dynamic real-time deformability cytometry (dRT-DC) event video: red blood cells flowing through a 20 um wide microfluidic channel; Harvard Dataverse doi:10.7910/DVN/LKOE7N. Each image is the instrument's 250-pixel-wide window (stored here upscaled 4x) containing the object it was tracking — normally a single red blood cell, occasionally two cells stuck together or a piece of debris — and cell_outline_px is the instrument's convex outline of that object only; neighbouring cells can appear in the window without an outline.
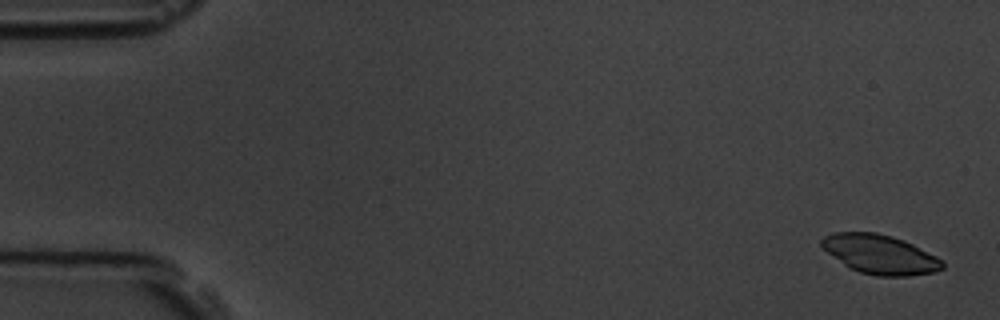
{"species": "common noctule bat (a hibernating species)", "species_latin": "Nyctalus noctula", "temperature_condition": "room temperature", "stored_images_in_passage": 5, "camera_frame_rate_fps": 3000, "um_per_image_px": 0.085, "animal": {"sex": "male", "body_mass_g": 19.5, "forearm_length_mm": 54.6}, "frame": {"image": 1, "passage_image": 1, "time_ms": 0.0, "image_size_px": [1000, 320], "cell_outline_px": [[944, 268], [936, 272], [908, 276], [876, 276], [860, 272], [848, 268], [828, 252], [820, 244], [820, 240], [824, 236], [832, 232], [876, 232], [892, 236], [904, 240], [944, 260]], "centroid_in_image_um": [74.82, 21.62], "position_along_channel_um": 10.2, "area_um2": 27.74}}
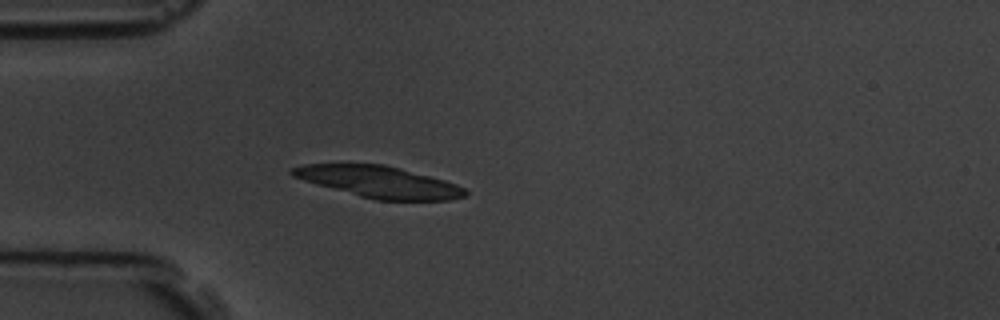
{"frame": {"image": 2, "passage_image": 5, "time_ms": 4.667, "image_size_px": [1000, 320], "cell_outline_px": [[468, 192], [464, 196], [448, 200], [376, 200], [360, 196], [316, 184], [292, 176], [288, 172], [292, 168], [304, 164], [384, 164], [400, 168], [444, 180], [456, 184], [464, 188]], "centroid_in_image_um": [32.2, 15.46], "position_along_channel_um": 52.8, "area_um2": 31.44}}